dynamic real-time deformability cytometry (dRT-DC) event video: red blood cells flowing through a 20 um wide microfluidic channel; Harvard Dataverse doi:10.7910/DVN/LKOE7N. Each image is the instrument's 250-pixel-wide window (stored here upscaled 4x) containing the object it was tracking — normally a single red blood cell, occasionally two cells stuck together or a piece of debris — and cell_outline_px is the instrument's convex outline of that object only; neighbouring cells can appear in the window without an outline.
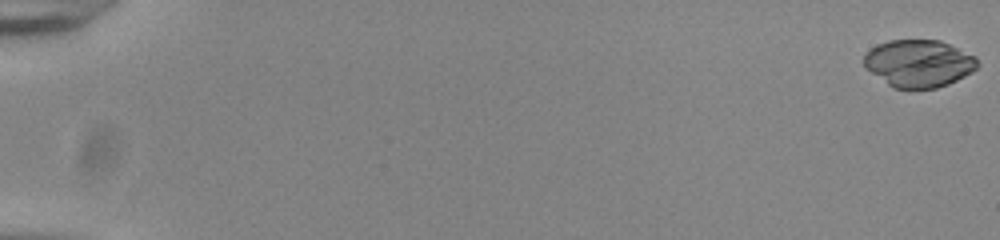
{"species": "common noctule bat (a hibernating species)", "species_latin": "Nyctalus noctula", "temperature_condition": "room temperature", "stored_images_in_passage": 55, "camera_frame_rate_fps": 3000, "um_per_image_px": 0.085, "animal": {"sex": "male", "body_mass_g": 20.0, "forearm_length_mm": 53.3}, "frame": {"image": 1, "passage_image": 1, "time_ms": 0.0, "image_size_px": [1000, 240], "cell_outline_px": [[980, 64], [972, 72], [948, 84], [936, 88], [908, 92], [892, 88], [864, 68], [864, 56], [876, 44], [888, 40], [940, 40], [976, 56]], "centroid_in_image_um": [78.08, 5.43], "position_along_channel_um": 6.9, "area_um2": 32.08}}